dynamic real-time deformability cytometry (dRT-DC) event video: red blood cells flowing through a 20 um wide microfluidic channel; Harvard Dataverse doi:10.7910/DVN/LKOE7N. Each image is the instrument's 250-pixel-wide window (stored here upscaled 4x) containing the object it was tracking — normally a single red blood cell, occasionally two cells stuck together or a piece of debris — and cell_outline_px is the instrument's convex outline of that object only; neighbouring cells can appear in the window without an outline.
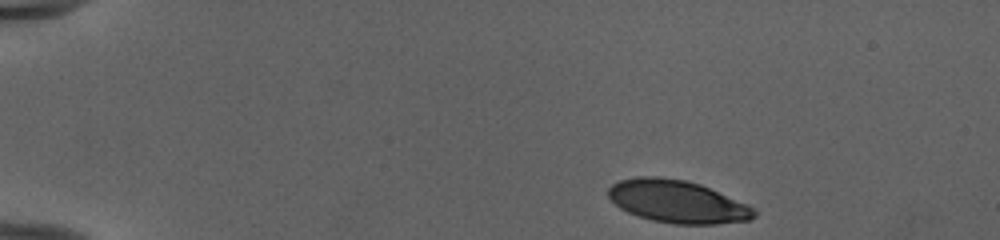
{"species": "human", "species_latin": "Homo sapiens", "temperature_condition": "cold", "stored_images_in_passage": 45, "camera_frame_rate_fps": 3000, "um_per_image_px": 0.085, "donor": {"sex": "female"}, "frame": {"image": 1, "passage_image": 1, "time_ms": 0.0, "image_size_px": [1000, 240], "cell_outline_px": [[756, 216], [752, 220], [716, 224], [676, 224], [652, 220], [628, 212], [620, 208], [608, 196], [608, 188], [612, 184], [620, 180], [636, 176], [656, 176], [684, 180], [700, 184], [748, 204], [756, 208]], "centroid_in_image_um": [57.61, 17.13], "position_along_channel_um": 27.4, "area_um2": 36.24}}
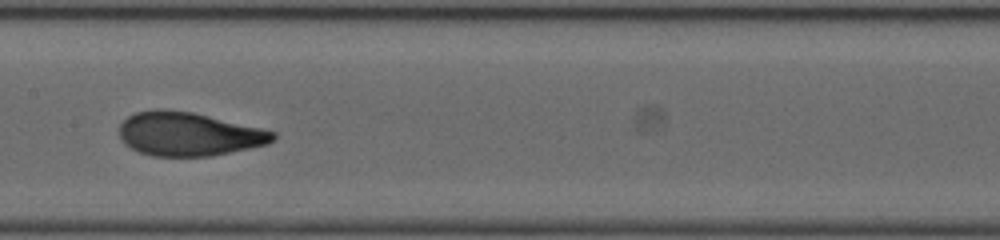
{"frame": {"image": 2, "passage_image": 21, "time_ms": 6.667, "image_size_px": [1000, 240], "cell_outline_px": [[276, 140], [268, 144], [208, 156], [152, 156], [140, 152], [124, 144], [120, 136], [120, 124], [128, 116], [136, 112], [156, 108], [160, 108], [192, 112], [260, 128], [276, 132]], "centroid_in_image_um": [16.01, 11.38], "position_along_channel_um": 191.4, "area_um2": 38.9}}
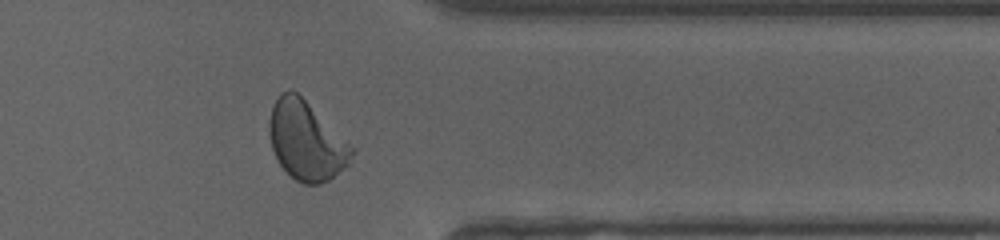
{"frame": {"image": 3, "passage_image": 36, "time_ms": 11.667, "image_size_px": [1000, 240], "cell_outline_px": [[356, 148], [348, 164], [344, 168], [328, 180], [320, 184], [304, 184], [296, 180], [280, 164], [272, 148], [268, 132], [268, 124], [272, 108], [280, 92], [288, 88], [292, 88]], "centroid_in_image_um": [26.03, 11.94], "position_along_channel_um": 385.4, "area_um2": 37.74}, "authors_computed_cell_mechanics": {"area_um2": 37.9746, "velocity_mm_per_s": 3.9743, "shape_relaxation_time_tau1_ms": 4.1941, "shape_relaxation_time_tau2_ms": 0.7259, "deformation_change_tau1": 0.1921, "deformation_change_tau2": 0.0722}}